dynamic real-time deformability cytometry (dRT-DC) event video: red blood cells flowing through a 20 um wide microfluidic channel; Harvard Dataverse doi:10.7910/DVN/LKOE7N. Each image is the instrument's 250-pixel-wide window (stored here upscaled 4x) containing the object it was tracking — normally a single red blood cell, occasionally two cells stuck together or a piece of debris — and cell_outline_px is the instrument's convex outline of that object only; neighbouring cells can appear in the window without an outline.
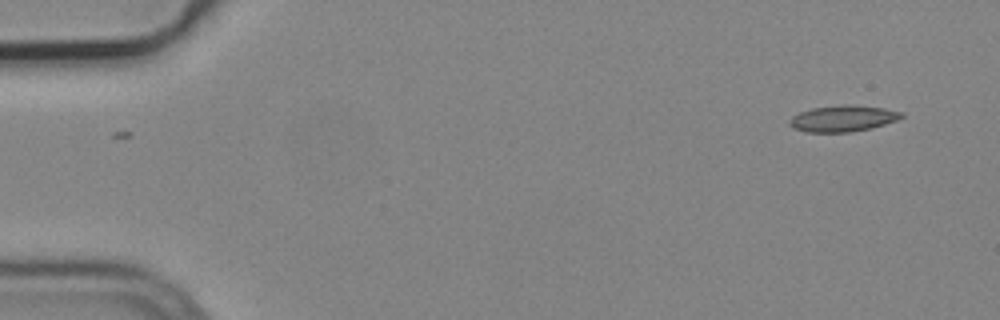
{"species": "common noctule bat (a hibernating species)", "species_latin": "Nyctalus noctula", "temperature_condition": "cold", "stored_images_in_passage": 5, "camera_frame_rate_fps": 3000, "um_per_image_px": 0.085, "animal": {"sex": "male", "body_mass_g": 19.2, "forearm_length_mm": 51.8}, "frame": {"image": 1, "passage_image": 1, "time_ms": 0.0, "image_size_px": [1000, 320], "cell_outline_px": [[904, 116], [896, 120], [872, 128], [848, 132], [804, 132], [788, 124], [792, 116], [800, 112], [812, 108], [844, 104], [852, 104], [884, 108], [904, 112]], "centroid_in_image_um": [71.66, 10.06], "position_along_channel_um": 13.3, "area_um2": 17.11}}
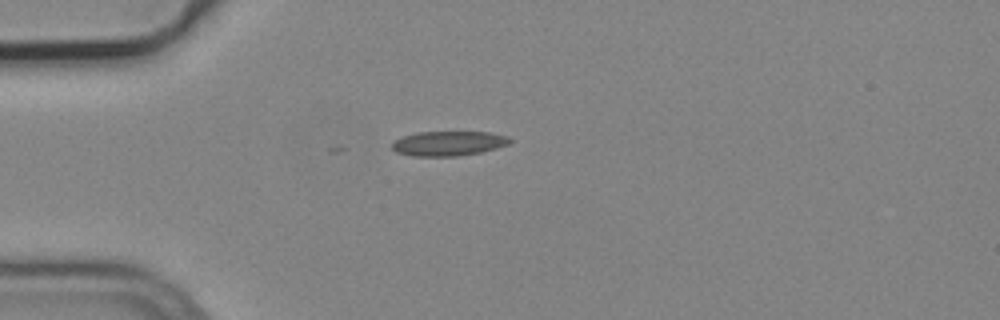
{"frame": {"image": 2, "passage_image": 4, "time_ms": 1.0, "image_size_px": [1000, 320], "cell_outline_px": [[512, 140], [508, 144], [496, 148], [480, 152], [456, 156], [412, 156], [396, 152], [392, 148], [392, 144], [396, 140], [404, 136], [416, 132], [488, 132], [508, 136]], "centroid_in_image_um": [38.12, 12.19], "position_along_channel_um": 46.9, "area_um2": 16.82}}